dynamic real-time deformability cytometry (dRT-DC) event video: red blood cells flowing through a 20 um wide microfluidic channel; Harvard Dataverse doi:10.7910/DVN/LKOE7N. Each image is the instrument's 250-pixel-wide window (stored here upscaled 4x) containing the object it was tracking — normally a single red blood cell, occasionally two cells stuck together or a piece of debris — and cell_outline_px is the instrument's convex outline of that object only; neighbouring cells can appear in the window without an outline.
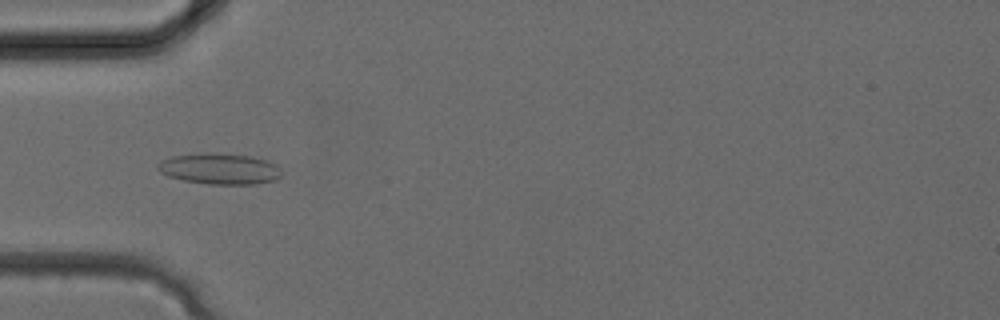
{"species": "common noctule bat (a hibernating species)", "species_latin": "Nyctalus noctula", "temperature_condition": "cold", "stored_images_in_passage": 32, "camera_frame_rate_fps": 3000, "um_per_image_px": 0.085, "animal": {"sex": "female", "body_mass_g": 24.6, "forearm_length_mm": 56.2}, "frame": {"image": 1, "passage_image": 10, "time_ms": 3.0, "image_size_px": [1000, 320], "cell_outline_px": [[280, 176], [276, 180], [256, 184], [208, 184], [184, 180], [168, 176], [160, 172], [156, 168], [156, 164], [160, 160], [172, 156], [204, 152], [212, 152], [252, 156], [276, 164], [280, 168]], "centroid_in_image_um": [18.63, 14.33], "position_along_channel_um": 66.4, "area_um2": 22.54}}
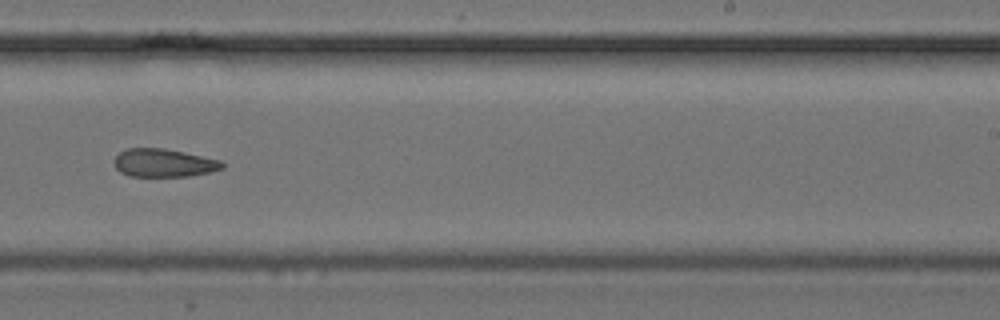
{"frame": {"image": 2, "passage_image": 20, "time_ms": 6.333, "image_size_px": [1000, 320], "cell_outline_px": [[224, 168], [208, 172], [188, 176], [128, 176], [120, 172], [116, 168], [112, 160], [120, 152], [128, 148], [164, 148], [184, 152], [220, 160], [224, 164]], "centroid_in_image_um": [13.88, 13.84], "position_along_channel_um": 275.1, "area_um2": 17.69}}
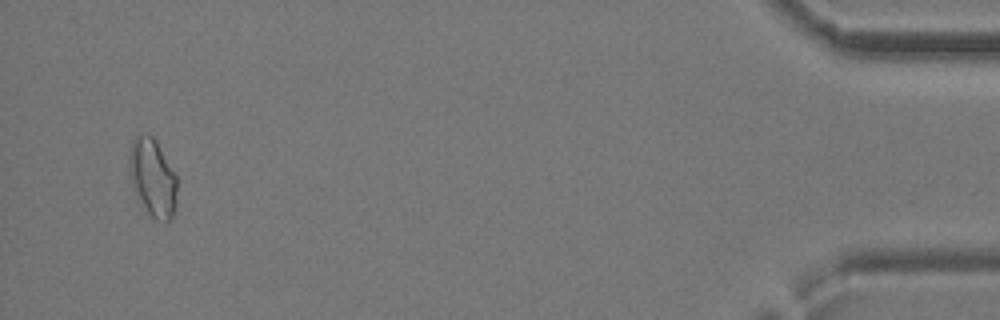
{"frame": {"image": 3, "passage_image": 31, "time_ms": 10.0, "image_size_px": [1000, 320], "cell_outline_px": [[176, 208], [172, 216], [168, 220], [156, 220], [148, 212], [136, 192], [128, 176], [128, 156], [132, 140], [136, 136], [152, 136], [156, 140], [176, 176]], "centroid_in_image_um": [12.96, 15.08], "position_along_channel_um": 422.2, "area_um2": 21.33}}